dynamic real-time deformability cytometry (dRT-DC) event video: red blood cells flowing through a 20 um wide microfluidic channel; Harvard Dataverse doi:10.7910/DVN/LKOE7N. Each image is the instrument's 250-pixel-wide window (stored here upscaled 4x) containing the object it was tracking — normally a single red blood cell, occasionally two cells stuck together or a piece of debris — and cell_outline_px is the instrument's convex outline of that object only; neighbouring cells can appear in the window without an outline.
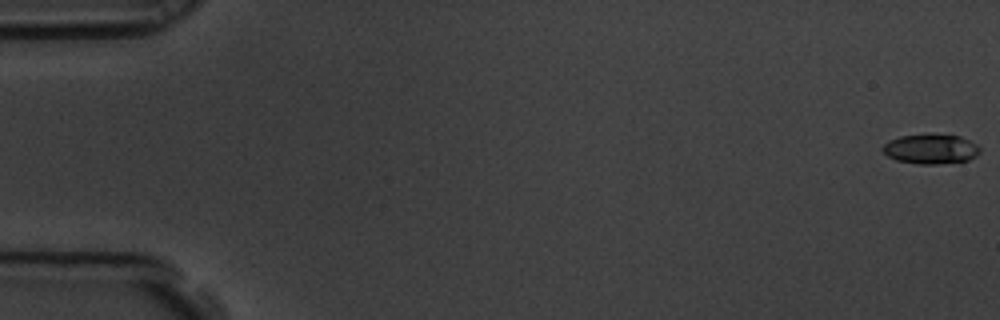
{"species": "common noctule bat (a hibernating species)", "species_latin": "Nyctalus noctula", "temperature_condition": "room temperature", "stored_images_in_passage": 60, "camera_frame_rate_fps": 3000, "um_per_image_px": 0.085, "animal": {"sex": "male", "body_mass_g": 19.5, "forearm_length_mm": 54.6}, "frame": {"image": 1, "passage_image": 1, "time_ms": 0.0, "image_size_px": [1000, 320], "cell_outline_px": [[980, 152], [976, 156], [968, 160], [936, 164], [920, 164], [896, 160], [888, 156], [880, 148], [888, 140], [900, 136], [960, 136], [976, 144], [980, 148]], "centroid_in_image_um": [79.1, 12.69], "position_along_channel_um": 5.9, "area_um2": 16.36}}
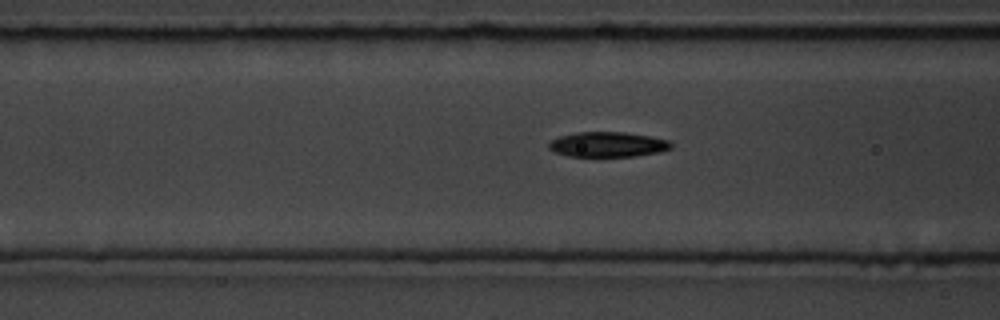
{"frame": {"image": 2, "passage_image": 24, "time_ms": 7.667, "image_size_px": [1000, 320], "cell_outline_px": [[672, 148], [660, 152], [636, 156], [568, 156], [556, 152], [548, 148], [548, 144], [552, 140], [560, 136], [576, 132], [624, 132], [648, 136], [668, 140], [672, 144]], "centroid_in_image_um": [51.66, 12.28], "position_along_channel_um": 114.9, "area_um2": 17.74}}
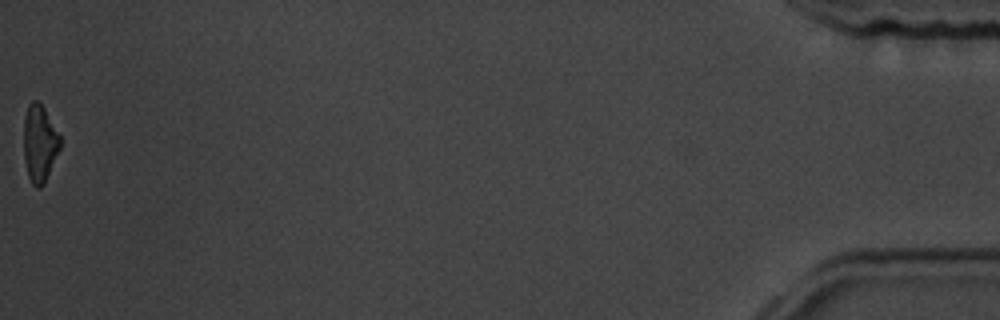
{"frame": {"image": 3, "passage_image": 60, "time_ms": 19.667, "image_size_px": [1000, 320], "cell_outline_px": [[60, 148], [44, 184], [40, 188], [36, 188], [32, 184], [28, 176], [24, 160], [24, 116], [28, 104], [32, 100], [36, 100], [44, 108], [60, 136]], "centroid_in_image_um": [3.35, 12.2], "position_along_channel_um": 431.9, "area_um2": 16.3}, "authors_computed_cell_mechanics": {"area_um2": 17.8313, "velocity_mm_per_s": 3.4751, "shape_relaxation_time_tau1_ms": 3.0538, "shape_relaxation_time_tau2_ms": 4.0248, "deformation_change_tau1": 0.1327, "deformation_change_tau2": 0.1049}}